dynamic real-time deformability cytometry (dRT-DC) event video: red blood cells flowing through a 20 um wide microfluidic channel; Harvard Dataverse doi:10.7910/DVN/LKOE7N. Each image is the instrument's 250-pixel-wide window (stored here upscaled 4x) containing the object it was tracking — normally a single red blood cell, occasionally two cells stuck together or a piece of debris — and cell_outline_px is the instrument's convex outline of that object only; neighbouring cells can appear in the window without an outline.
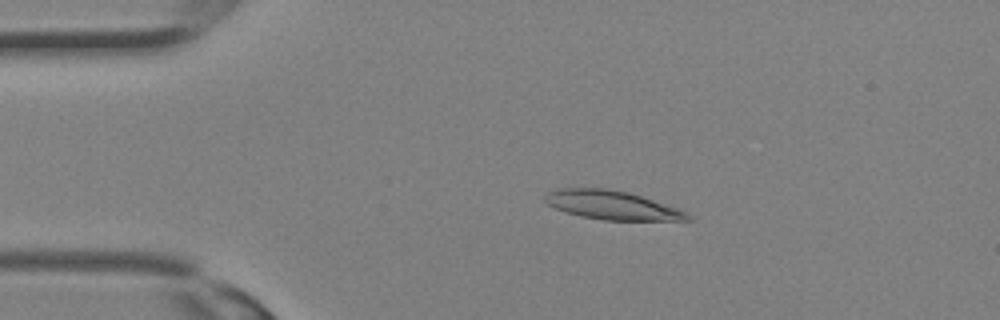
{"species": "Egyptian fruit bat (a non-hibernating species)", "species_latin": "Rousettus aegyptiacus", "temperature_condition": "room temperature", "stored_images_in_passage": 17, "camera_frame_rate_fps": 3000, "um_per_image_px": 0.085, "animal": {"sex": "female"}, "frame": {"image": 1, "passage_image": 6, "time_ms": 1.667, "image_size_px": [1000, 320], "cell_outline_px": [[692, 220], [604, 220], [580, 216], [564, 212], [548, 204], [544, 200], [544, 196], [548, 192], [556, 188], [604, 188], [628, 192], [688, 212], [692, 216]], "centroid_in_image_um": [51.98, 17.44], "position_along_channel_um": 33.0, "area_um2": 23.81}}
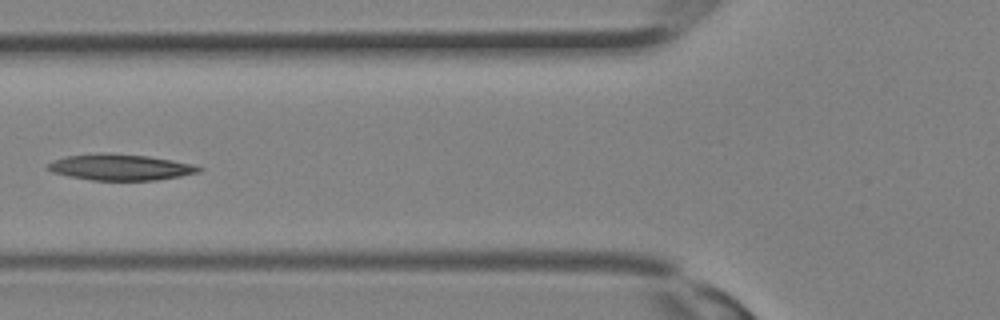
{"frame": {"image": 2, "passage_image": 12, "time_ms": 3.667, "image_size_px": [1000, 320], "cell_outline_px": [[204, 168], [200, 172], [180, 176], [156, 180], [92, 180], [68, 176], [52, 172], [44, 168], [52, 160], [64, 156], [100, 152], [104, 152], [148, 156], [172, 160], [192, 164]], "centroid_in_image_um": [10.18, 14.2], "position_along_channel_um": 115.6, "area_um2": 23.18}}
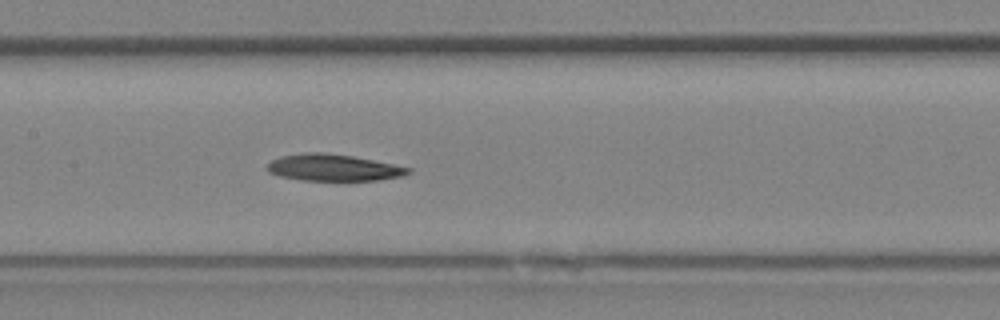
{"frame": {"image": 3, "passage_image": 15, "time_ms": 4.667, "image_size_px": [1000, 320], "cell_outline_px": [[412, 172], [400, 176], [380, 180], [300, 180], [280, 176], [268, 172], [264, 168], [272, 160], [280, 156], [304, 152], [324, 152], [352, 156], [412, 168]], "centroid_in_image_um": [28.29, 14.24], "position_along_channel_um": 179.1, "area_um2": 21.91}}